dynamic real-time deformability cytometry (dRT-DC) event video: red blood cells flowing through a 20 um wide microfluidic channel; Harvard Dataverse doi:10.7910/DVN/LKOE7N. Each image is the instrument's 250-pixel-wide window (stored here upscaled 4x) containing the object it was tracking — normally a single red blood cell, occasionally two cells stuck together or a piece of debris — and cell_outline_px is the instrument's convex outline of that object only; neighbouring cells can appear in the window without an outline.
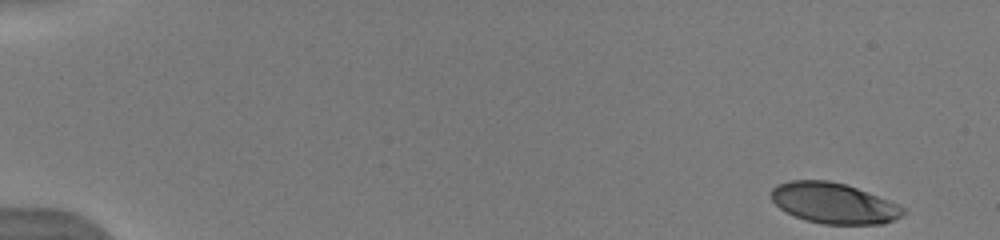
{"species": "human", "species_latin": "Homo sapiens", "temperature_condition": "warm", "stored_images_in_passage": 16, "camera_frame_rate_fps": 3000, "um_per_image_px": 0.085, "donor": {"sex": "male"}, "frame": {"image": 1, "passage_image": 1, "time_ms": 0.0, "image_size_px": [1000, 240], "cell_outline_px": [[908, 212], [884, 224], [824, 224], [804, 220], [780, 208], [772, 200], [772, 188], [776, 184], [788, 180], [828, 180], [844, 184], [856, 188], [888, 200], [904, 208]], "centroid_in_image_um": [70.85, 17.27], "position_along_channel_um": 14.1, "area_um2": 31.04}}
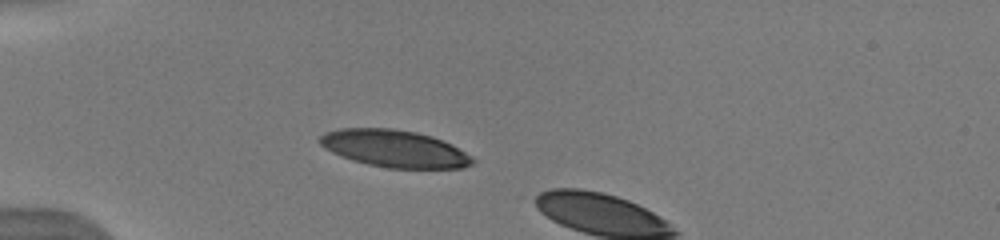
{"frame": {"image": 2, "passage_image": 14, "time_ms": 4.333, "image_size_px": [1000, 240], "cell_outline_px": [[476, 160], [472, 164], [464, 168], [388, 168], [368, 164], [352, 160], [340, 156], [324, 148], [316, 140], [324, 132], [340, 128], [392, 128], [416, 132], [432, 136], [452, 144], [472, 156]], "centroid_in_image_um": [33.52, 12.63], "position_along_channel_um": 51.5, "area_um2": 33.35}}